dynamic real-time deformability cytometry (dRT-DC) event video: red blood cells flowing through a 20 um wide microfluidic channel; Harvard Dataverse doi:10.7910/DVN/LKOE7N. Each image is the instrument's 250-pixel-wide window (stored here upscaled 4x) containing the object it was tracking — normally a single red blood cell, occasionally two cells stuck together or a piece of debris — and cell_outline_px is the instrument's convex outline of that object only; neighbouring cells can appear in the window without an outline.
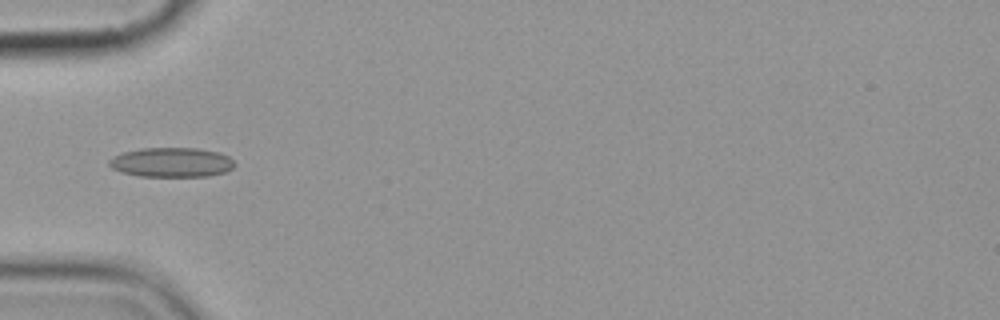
{"species": "common noctule bat (a hibernating species)", "species_latin": "Nyctalus noctula", "temperature_condition": "cold", "stored_images_in_passage": 10, "camera_frame_rate_fps": 3000, "um_per_image_px": 0.085, "animal": {"sex": "female", "body_mass_g": 19.9}, "frame": {"image": 1, "passage_image": 4, "time_ms": 3.667, "image_size_px": [1000, 320], "cell_outline_px": [[236, 164], [232, 168], [224, 172], [208, 176], [140, 176], [120, 172], [112, 168], [108, 164], [108, 160], [112, 156], [124, 152], [140, 148], [196, 148], [220, 152], [228, 156]], "centroid_in_image_um": [14.56, 13.79], "position_along_channel_um": 70.4, "area_um2": 21.68}}
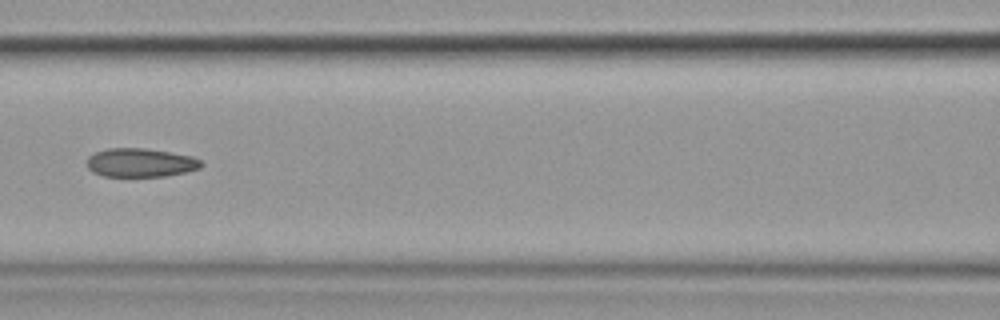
{"frame": {"image": 2, "passage_image": 6, "time_ms": 6.0, "image_size_px": [1000, 320], "cell_outline_px": [[204, 164], [200, 168], [168, 176], [104, 176], [92, 172], [88, 168], [88, 156], [96, 152], [108, 148], [144, 148], [192, 156], [200, 160]], "centroid_in_image_um": [11.94, 13.83], "position_along_channel_um": 154.7, "area_um2": 19.02}}
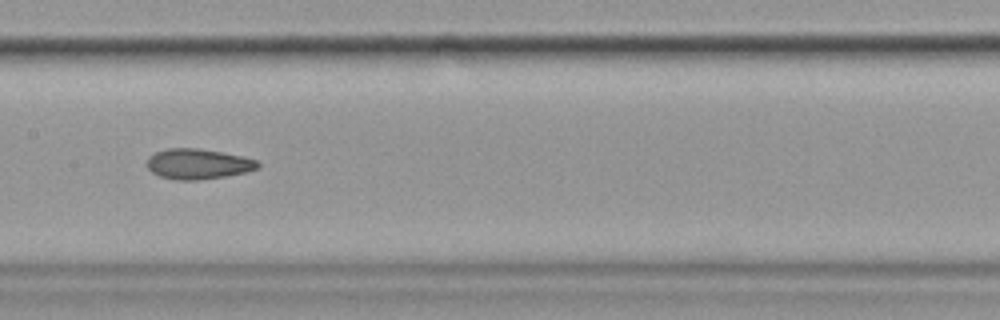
{"frame": {"image": 3, "passage_image": 7, "time_ms": 7.0, "image_size_px": [1000, 320], "cell_outline_px": [[260, 168], [228, 176], [200, 180], [176, 180], [160, 176], [152, 172], [148, 168], [148, 156], [156, 152], [168, 148], [196, 148], [244, 156], [256, 160], [260, 164]], "centroid_in_image_um": [16.85, 13.94], "position_along_channel_um": 190.6, "area_um2": 19.59}}